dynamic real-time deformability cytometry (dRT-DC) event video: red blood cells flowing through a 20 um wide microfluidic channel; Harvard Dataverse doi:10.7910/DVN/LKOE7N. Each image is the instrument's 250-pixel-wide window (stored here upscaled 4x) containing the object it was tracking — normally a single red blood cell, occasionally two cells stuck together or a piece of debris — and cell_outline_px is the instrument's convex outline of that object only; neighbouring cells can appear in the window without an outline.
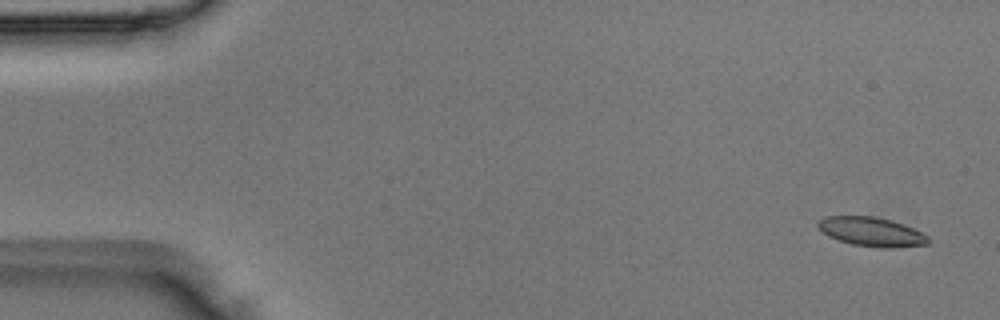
{"species": "Egyptian fruit bat (a non-hibernating species)", "species_latin": "Rousettus aegyptiacus", "temperature_condition": "room temperature", "stored_images_in_passage": 52, "camera_frame_rate_fps": 3000, "um_per_image_px": 0.085, "animal": {"sex": "male"}, "frame": {"image": 1, "passage_image": 3, "time_ms": 0.667, "image_size_px": [1000, 320], "cell_outline_px": [[932, 240], [928, 244], [888, 248], [880, 248], [852, 244], [836, 240], [828, 236], [816, 224], [820, 220], [828, 216], [876, 216], [892, 220], [904, 224], [928, 236]], "centroid_in_image_um": [74.1, 19.7], "position_along_channel_um": 10.9, "area_um2": 18.73}}
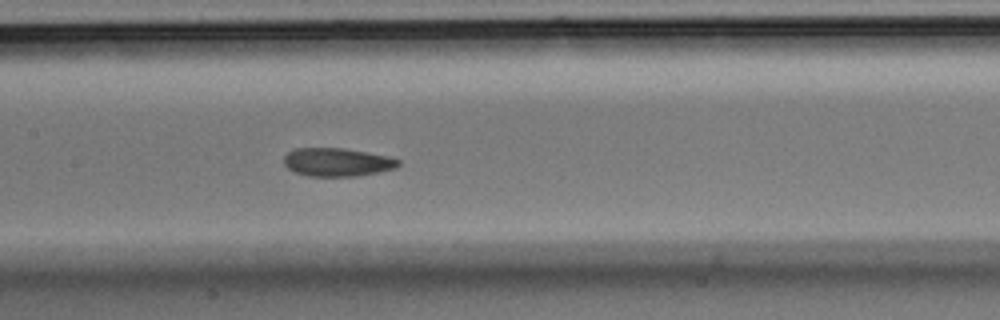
{"frame": {"image": 2, "passage_image": 25, "time_ms": 8.0, "image_size_px": [1000, 320], "cell_outline_px": [[400, 164], [396, 168], [356, 176], [308, 176], [296, 172], [288, 168], [284, 164], [284, 156], [288, 152], [296, 148], [344, 148], [388, 156], [400, 160]], "centroid_in_image_um": [28.65, 13.78], "position_along_channel_um": 178.7, "area_um2": 18.79}}
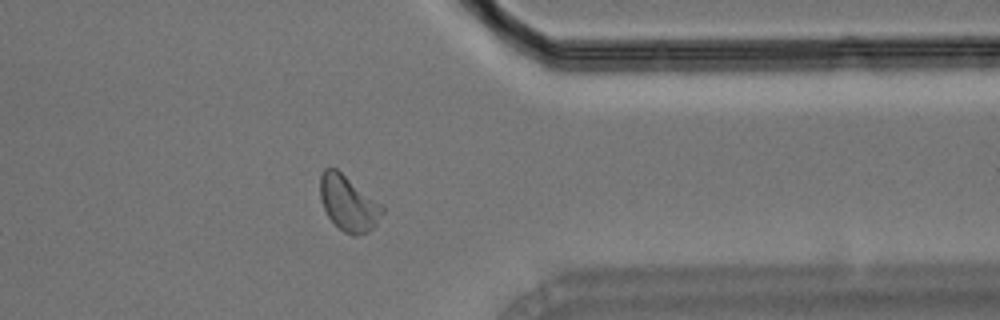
{"frame": {"image": 3, "passage_image": 41, "time_ms": 13.333, "image_size_px": [1000, 320], "cell_outline_px": [[384, 212], [376, 224], [368, 232], [356, 236], [352, 236], [344, 232], [328, 216], [320, 200], [320, 176], [324, 168], [336, 168], [384, 204]], "centroid_in_image_um": [29.64, 17.27], "position_along_channel_um": 381.8, "area_um2": 20.29}}